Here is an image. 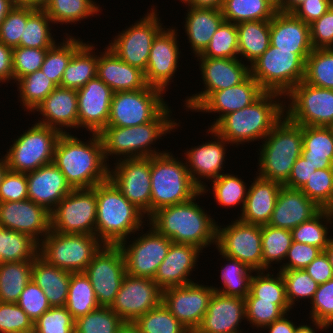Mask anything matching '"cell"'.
I'll use <instances>...</instances> for the list:
<instances>
[{"label": "cell", "mask_w": 333, "mask_h": 333, "mask_svg": "<svg viewBox=\"0 0 333 333\" xmlns=\"http://www.w3.org/2000/svg\"><path fill=\"white\" fill-rule=\"evenodd\" d=\"M17 304L33 322L51 308L44 291L32 279L25 286Z\"/></svg>", "instance_id": "65"}, {"label": "cell", "mask_w": 333, "mask_h": 333, "mask_svg": "<svg viewBox=\"0 0 333 333\" xmlns=\"http://www.w3.org/2000/svg\"><path fill=\"white\" fill-rule=\"evenodd\" d=\"M316 331L318 330H315L311 326L304 324L297 326L295 333H316Z\"/></svg>", "instance_id": "80"}, {"label": "cell", "mask_w": 333, "mask_h": 333, "mask_svg": "<svg viewBox=\"0 0 333 333\" xmlns=\"http://www.w3.org/2000/svg\"><path fill=\"white\" fill-rule=\"evenodd\" d=\"M162 289L153 279L124 276L120 290L110 308L124 321L135 322L162 303Z\"/></svg>", "instance_id": "20"}, {"label": "cell", "mask_w": 333, "mask_h": 333, "mask_svg": "<svg viewBox=\"0 0 333 333\" xmlns=\"http://www.w3.org/2000/svg\"><path fill=\"white\" fill-rule=\"evenodd\" d=\"M43 10L52 20V24H73L97 15L101 9L93 0H49Z\"/></svg>", "instance_id": "44"}, {"label": "cell", "mask_w": 333, "mask_h": 333, "mask_svg": "<svg viewBox=\"0 0 333 333\" xmlns=\"http://www.w3.org/2000/svg\"><path fill=\"white\" fill-rule=\"evenodd\" d=\"M60 45L56 43L47 50L44 63L41 65V70L50 80L57 86L61 85L63 73L68 66L74 52L83 44L80 39L73 36H68Z\"/></svg>", "instance_id": "49"}, {"label": "cell", "mask_w": 333, "mask_h": 333, "mask_svg": "<svg viewBox=\"0 0 333 333\" xmlns=\"http://www.w3.org/2000/svg\"><path fill=\"white\" fill-rule=\"evenodd\" d=\"M127 245V239L118 246L122 249L126 273L135 277L153 279L158 266L168 254L172 241L159 234L153 227Z\"/></svg>", "instance_id": "18"}, {"label": "cell", "mask_w": 333, "mask_h": 333, "mask_svg": "<svg viewBox=\"0 0 333 333\" xmlns=\"http://www.w3.org/2000/svg\"><path fill=\"white\" fill-rule=\"evenodd\" d=\"M156 13L157 10L152 8L145 17L140 18V21L121 31L107 46L125 63L143 72L146 70L152 42L163 29L159 22V14Z\"/></svg>", "instance_id": "15"}, {"label": "cell", "mask_w": 333, "mask_h": 333, "mask_svg": "<svg viewBox=\"0 0 333 333\" xmlns=\"http://www.w3.org/2000/svg\"><path fill=\"white\" fill-rule=\"evenodd\" d=\"M262 142L258 176L283 185L302 154L303 126L283 116Z\"/></svg>", "instance_id": "6"}, {"label": "cell", "mask_w": 333, "mask_h": 333, "mask_svg": "<svg viewBox=\"0 0 333 333\" xmlns=\"http://www.w3.org/2000/svg\"><path fill=\"white\" fill-rule=\"evenodd\" d=\"M302 156L316 169L333 168V134L329 127L303 126Z\"/></svg>", "instance_id": "37"}, {"label": "cell", "mask_w": 333, "mask_h": 333, "mask_svg": "<svg viewBox=\"0 0 333 333\" xmlns=\"http://www.w3.org/2000/svg\"><path fill=\"white\" fill-rule=\"evenodd\" d=\"M36 8L15 5L0 24V42L9 47H19L27 19Z\"/></svg>", "instance_id": "59"}, {"label": "cell", "mask_w": 333, "mask_h": 333, "mask_svg": "<svg viewBox=\"0 0 333 333\" xmlns=\"http://www.w3.org/2000/svg\"><path fill=\"white\" fill-rule=\"evenodd\" d=\"M246 320L254 327L264 328L286 314L274 301H260L258 298H244Z\"/></svg>", "instance_id": "64"}, {"label": "cell", "mask_w": 333, "mask_h": 333, "mask_svg": "<svg viewBox=\"0 0 333 333\" xmlns=\"http://www.w3.org/2000/svg\"><path fill=\"white\" fill-rule=\"evenodd\" d=\"M332 219L333 210L321 209L310 220L291 230L293 241L315 246L323 251L333 239L327 236L329 229L327 225L332 224Z\"/></svg>", "instance_id": "47"}, {"label": "cell", "mask_w": 333, "mask_h": 333, "mask_svg": "<svg viewBox=\"0 0 333 333\" xmlns=\"http://www.w3.org/2000/svg\"><path fill=\"white\" fill-rule=\"evenodd\" d=\"M177 160L168 151L151 157V215L160 208L190 201L201 191L186 163Z\"/></svg>", "instance_id": "7"}, {"label": "cell", "mask_w": 333, "mask_h": 333, "mask_svg": "<svg viewBox=\"0 0 333 333\" xmlns=\"http://www.w3.org/2000/svg\"><path fill=\"white\" fill-rule=\"evenodd\" d=\"M249 186L240 219L245 223L267 225L275 208L282 184L259 177Z\"/></svg>", "instance_id": "34"}, {"label": "cell", "mask_w": 333, "mask_h": 333, "mask_svg": "<svg viewBox=\"0 0 333 333\" xmlns=\"http://www.w3.org/2000/svg\"><path fill=\"white\" fill-rule=\"evenodd\" d=\"M49 0H14L15 5L43 9Z\"/></svg>", "instance_id": "76"}, {"label": "cell", "mask_w": 333, "mask_h": 333, "mask_svg": "<svg viewBox=\"0 0 333 333\" xmlns=\"http://www.w3.org/2000/svg\"><path fill=\"white\" fill-rule=\"evenodd\" d=\"M325 255L328 257L329 263L333 268V239L329 242L327 247L323 250Z\"/></svg>", "instance_id": "79"}, {"label": "cell", "mask_w": 333, "mask_h": 333, "mask_svg": "<svg viewBox=\"0 0 333 333\" xmlns=\"http://www.w3.org/2000/svg\"><path fill=\"white\" fill-rule=\"evenodd\" d=\"M113 94L98 77L77 90L78 128L99 134L107 126Z\"/></svg>", "instance_id": "24"}, {"label": "cell", "mask_w": 333, "mask_h": 333, "mask_svg": "<svg viewBox=\"0 0 333 333\" xmlns=\"http://www.w3.org/2000/svg\"><path fill=\"white\" fill-rule=\"evenodd\" d=\"M28 199L52 212L73 189L64 174L52 162L26 173Z\"/></svg>", "instance_id": "27"}, {"label": "cell", "mask_w": 333, "mask_h": 333, "mask_svg": "<svg viewBox=\"0 0 333 333\" xmlns=\"http://www.w3.org/2000/svg\"><path fill=\"white\" fill-rule=\"evenodd\" d=\"M52 20L43 9H37L28 19L21 36L20 46L51 48L56 42L50 33Z\"/></svg>", "instance_id": "53"}, {"label": "cell", "mask_w": 333, "mask_h": 333, "mask_svg": "<svg viewBox=\"0 0 333 333\" xmlns=\"http://www.w3.org/2000/svg\"><path fill=\"white\" fill-rule=\"evenodd\" d=\"M116 333H142L135 322H124Z\"/></svg>", "instance_id": "78"}, {"label": "cell", "mask_w": 333, "mask_h": 333, "mask_svg": "<svg viewBox=\"0 0 333 333\" xmlns=\"http://www.w3.org/2000/svg\"><path fill=\"white\" fill-rule=\"evenodd\" d=\"M332 6V0H306L292 14L310 25Z\"/></svg>", "instance_id": "69"}, {"label": "cell", "mask_w": 333, "mask_h": 333, "mask_svg": "<svg viewBox=\"0 0 333 333\" xmlns=\"http://www.w3.org/2000/svg\"><path fill=\"white\" fill-rule=\"evenodd\" d=\"M172 111L167 106L153 121L132 126V127H117L106 126L99 136L102 140L104 157L107 161L108 156L117 155L119 160L126 158L152 157L165 153V151L152 150L151 144L156 140L170 133L172 130L179 127V123L171 119ZM123 156V158H122Z\"/></svg>", "instance_id": "5"}, {"label": "cell", "mask_w": 333, "mask_h": 333, "mask_svg": "<svg viewBox=\"0 0 333 333\" xmlns=\"http://www.w3.org/2000/svg\"><path fill=\"white\" fill-rule=\"evenodd\" d=\"M39 244V255L49 264L71 273L84 272L104 244L88 234L49 231Z\"/></svg>", "instance_id": "9"}, {"label": "cell", "mask_w": 333, "mask_h": 333, "mask_svg": "<svg viewBox=\"0 0 333 333\" xmlns=\"http://www.w3.org/2000/svg\"><path fill=\"white\" fill-rule=\"evenodd\" d=\"M304 82L333 90V48L313 49L306 59Z\"/></svg>", "instance_id": "50"}, {"label": "cell", "mask_w": 333, "mask_h": 333, "mask_svg": "<svg viewBox=\"0 0 333 333\" xmlns=\"http://www.w3.org/2000/svg\"><path fill=\"white\" fill-rule=\"evenodd\" d=\"M282 274L286 297L290 307L299 299L312 301L318 288V283L304 269L279 271Z\"/></svg>", "instance_id": "60"}, {"label": "cell", "mask_w": 333, "mask_h": 333, "mask_svg": "<svg viewBox=\"0 0 333 333\" xmlns=\"http://www.w3.org/2000/svg\"><path fill=\"white\" fill-rule=\"evenodd\" d=\"M31 278L42 288L51 307H65L71 272L49 264L38 255L32 262Z\"/></svg>", "instance_id": "36"}, {"label": "cell", "mask_w": 333, "mask_h": 333, "mask_svg": "<svg viewBox=\"0 0 333 333\" xmlns=\"http://www.w3.org/2000/svg\"><path fill=\"white\" fill-rule=\"evenodd\" d=\"M304 270L318 284L325 283L333 278V268L324 252L316 257Z\"/></svg>", "instance_id": "71"}, {"label": "cell", "mask_w": 333, "mask_h": 333, "mask_svg": "<svg viewBox=\"0 0 333 333\" xmlns=\"http://www.w3.org/2000/svg\"><path fill=\"white\" fill-rule=\"evenodd\" d=\"M135 324L142 333H188L176 317L161 303L147 313L140 316Z\"/></svg>", "instance_id": "55"}, {"label": "cell", "mask_w": 333, "mask_h": 333, "mask_svg": "<svg viewBox=\"0 0 333 333\" xmlns=\"http://www.w3.org/2000/svg\"><path fill=\"white\" fill-rule=\"evenodd\" d=\"M12 47L0 42V83L13 80Z\"/></svg>", "instance_id": "72"}, {"label": "cell", "mask_w": 333, "mask_h": 333, "mask_svg": "<svg viewBox=\"0 0 333 333\" xmlns=\"http://www.w3.org/2000/svg\"><path fill=\"white\" fill-rule=\"evenodd\" d=\"M208 131V134L211 133L216 141L205 142V144L195 146L185 153L187 159H185V163L190 177L203 194L208 190L206 189V183L201 180L205 178L206 180H214L222 175L220 171L223 170V164L225 163L226 143L229 144L212 128H208Z\"/></svg>", "instance_id": "25"}, {"label": "cell", "mask_w": 333, "mask_h": 333, "mask_svg": "<svg viewBox=\"0 0 333 333\" xmlns=\"http://www.w3.org/2000/svg\"><path fill=\"white\" fill-rule=\"evenodd\" d=\"M282 96L264 92L251 105L225 115L212 129L231 145L263 140L285 116L287 106L281 102Z\"/></svg>", "instance_id": "3"}, {"label": "cell", "mask_w": 333, "mask_h": 333, "mask_svg": "<svg viewBox=\"0 0 333 333\" xmlns=\"http://www.w3.org/2000/svg\"><path fill=\"white\" fill-rule=\"evenodd\" d=\"M94 46L83 43L72 55L61 80V87L79 90L89 80L97 77L98 55ZM94 53V54H93Z\"/></svg>", "instance_id": "38"}, {"label": "cell", "mask_w": 333, "mask_h": 333, "mask_svg": "<svg viewBox=\"0 0 333 333\" xmlns=\"http://www.w3.org/2000/svg\"><path fill=\"white\" fill-rule=\"evenodd\" d=\"M270 45L297 53L305 62L313 50L310 25L293 14L277 12L270 20Z\"/></svg>", "instance_id": "30"}, {"label": "cell", "mask_w": 333, "mask_h": 333, "mask_svg": "<svg viewBox=\"0 0 333 333\" xmlns=\"http://www.w3.org/2000/svg\"><path fill=\"white\" fill-rule=\"evenodd\" d=\"M225 21H270L278 12L270 0H225L222 6Z\"/></svg>", "instance_id": "40"}, {"label": "cell", "mask_w": 333, "mask_h": 333, "mask_svg": "<svg viewBox=\"0 0 333 333\" xmlns=\"http://www.w3.org/2000/svg\"><path fill=\"white\" fill-rule=\"evenodd\" d=\"M310 41L313 49L333 48V5L310 24Z\"/></svg>", "instance_id": "67"}, {"label": "cell", "mask_w": 333, "mask_h": 333, "mask_svg": "<svg viewBox=\"0 0 333 333\" xmlns=\"http://www.w3.org/2000/svg\"><path fill=\"white\" fill-rule=\"evenodd\" d=\"M289 98L285 116L301 126L329 127L333 123V90L310 85L304 81L284 97Z\"/></svg>", "instance_id": "13"}, {"label": "cell", "mask_w": 333, "mask_h": 333, "mask_svg": "<svg viewBox=\"0 0 333 333\" xmlns=\"http://www.w3.org/2000/svg\"><path fill=\"white\" fill-rule=\"evenodd\" d=\"M264 92L260 84L249 75L238 85L213 92L195 111L217 112L219 118L209 127L213 128L225 115L251 105Z\"/></svg>", "instance_id": "29"}, {"label": "cell", "mask_w": 333, "mask_h": 333, "mask_svg": "<svg viewBox=\"0 0 333 333\" xmlns=\"http://www.w3.org/2000/svg\"><path fill=\"white\" fill-rule=\"evenodd\" d=\"M34 111L44 117L38 124L69 133L64 128H78L77 90L57 86Z\"/></svg>", "instance_id": "31"}, {"label": "cell", "mask_w": 333, "mask_h": 333, "mask_svg": "<svg viewBox=\"0 0 333 333\" xmlns=\"http://www.w3.org/2000/svg\"><path fill=\"white\" fill-rule=\"evenodd\" d=\"M114 169H109V179L122 195L146 218L151 216V157L118 160Z\"/></svg>", "instance_id": "17"}, {"label": "cell", "mask_w": 333, "mask_h": 333, "mask_svg": "<svg viewBox=\"0 0 333 333\" xmlns=\"http://www.w3.org/2000/svg\"><path fill=\"white\" fill-rule=\"evenodd\" d=\"M31 277L32 262H2L0 264V301L17 303Z\"/></svg>", "instance_id": "41"}, {"label": "cell", "mask_w": 333, "mask_h": 333, "mask_svg": "<svg viewBox=\"0 0 333 333\" xmlns=\"http://www.w3.org/2000/svg\"><path fill=\"white\" fill-rule=\"evenodd\" d=\"M124 321L110 308H99L75 319L74 333H116Z\"/></svg>", "instance_id": "54"}, {"label": "cell", "mask_w": 333, "mask_h": 333, "mask_svg": "<svg viewBox=\"0 0 333 333\" xmlns=\"http://www.w3.org/2000/svg\"><path fill=\"white\" fill-rule=\"evenodd\" d=\"M262 271H266L272 262H282L293 242L289 229L262 225ZM270 266V267H269Z\"/></svg>", "instance_id": "48"}, {"label": "cell", "mask_w": 333, "mask_h": 333, "mask_svg": "<svg viewBox=\"0 0 333 333\" xmlns=\"http://www.w3.org/2000/svg\"><path fill=\"white\" fill-rule=\"evenodd\" d=\"M94 289L84 272L71 273L65 308L74 319L99 308Z\"/></svg>", "instance_id": "43"}, {"label": "cell", "mask_w": 333, "mask_h": 333, "mask_svg": "<svg viewBox=\"0 0 333 333\" xmlns=\"http://www.w3.org/2000/svg\"><path fill=\"white\" fill-rule=\"evenodd\" d=\"M316 170L302 155L296 160L291 174L283 186L292 189H302Z\"/></svg>", "instance_id": "70"}, {"label": "cell", "mask_w": 333, "mask_h": 333, "mask_svg": "<svg viewBox=\"0 0 333 333\" xmlns=\"http://www.w3.org/2000/svg\"><path fill=\"white\" fill-rule=\"evenodd\" d=\"M33 321L17 303L0 301V333H32Z\"/></svg>", "instance_id": "63"}, {"label": "cell", "mask_w": 333, "mask_h": 333, "mask_svg": "<svg viewBox=\"0 0 333 333\" xmlns=\"http://www.w3.org/2000/svg\"><path fill=\"white\" fill-rule=\"evenodd\" d=\"M98 55L97 77L113 92L144 89L148 86L145 74L137 67L120 59L110 48Z\"/></svg>", "instance_id": "33"}, {"label": "cell", "mask_w": 333, "mask_h": 333, "mask_svg": "<svg viewBox=\"0 0 333 333\" xmlns=\"http://www.w3.org/2000/svg\"><path fill=\"white\" fill-rule=\"evenodd\" d=\"M200 195L201 191L190 201L158 209L147 219L148 225L173 243L191 244L201 250L211 243L216 245L217 223L195 202Z\"/></svg>", "instance_id": "2"}, {"label": "cell", "mask_w": 333, "mask_h": 333, "mask_svg": "<svg viewBox=\"0 0 333 333\" xmlns=\"http://www.w3.org/2000/svg\"><path fill=\"white\" fill-rule=\"evenodd\" d=\"M0 227L27 234L40 244L51 230V214L30 199L1 202Z\"/></svg>", "instance_id": "23"}, {"label": "cell", "mask_w": 333, "mask_h": 333, "mask_svg": "<svg viewBox=\"0 0 333 333\" xmlns=\"http://www.w3.org/2000/svg\"><path fill=\"white\" fill-rule=\"evenodd\" d=\"M306 62L291 51L278 50L269 45L267 50L250 65V75L265 92L284 96L304 80Z\"/></svg>", "instance_id": "8"}, {"label": "cell", "mask_w": 333, "mask_h": 333, "mask_svg": "<svg viewBox=\"0 0 333 333\" xmlns=\"http://www.w3.org/2000/svg\"><path fill=\"white\" fill-rule=\"evenodd\" d=\"M225 0H187L188 7L222 9Z\"/></svg>", "instance_id": "74"}, {"label": "cell", "mask_w": 333, "mask_h": 333, "mask_svg": "<svg viewBox=\"0 0 333 333\" xmlns=\"http://www.w3.org/2000/svg\"><path fill=\"white\" fill-rule=\"evenodd\" d=\"M164 92L147 86L144 89L115 92L107 126L132 127L153 121L166 107Z\"/></svg>", "instance_id": "11"}, {"label": "cell", "mask_w": 333, "mask_h": 333, "mask_svg": "<svg viewBox=\"0 0 333 333\" xmlns=\"http://www.w3.org/2000/svg\"><path fill=\"white\" fill-rule=\"evenodd\" d=\"M322 252L318 247L293 241L285 258L289 260L280 271L305 269Z\"/></svg>", "instance_id": "68"}, {"label": "cell", "mask_w": 333, "mask_h": 333, "mask_svg": "<svg viewBox=\"0 0 333 333\" xmlns=\"http://www.w3.org/2000/svg\"><path fill=\"white\" fill-rule=\"evenodd\" d=\"M238 54V30L236 24L223 21L215 31L206 49L195 57L210 58H239Z\"/></svg>", "instance_id": "52"}, {"label": "cell", "mask_w": 333, "mask_h": 333, "mask_svg": "<svg viewBox=\"0 0 333 333\" xmlns=\"http://www.w3.org/2000/svg\"><path fill=\"white\" fill-rule=\"evenodd\" d=\"M15 6L14 0H0V24L8 12Z\"/></svg>", "instance_id": "77"}, {"label": "cell", "mask_w": 333, "mask_h": 333, "mask_svg": "<svg viewBox=\"0 0 333 333\" xmlns=\"http://www.w3.org/2000/svg\"><path fill=\"white\" fill-rule=\"evenodd\" d=\"M221 228L217 224L216 248L223 255L245 263L255 271H262L261 226L237 219Z\"/></svg>", "instance_id": "16"}, {"label": "cell", "mask_w": 333, "mask_h": 333, "mask_svg": "<svg viewBox=\"0 0 333 333\" xmlns=\"http://www.w3.org/2000/svg\"><path fill=\"white\" fill-rule=\"evenodd\" d=\"M246 319L245 299L214 291L207 312L197 330L201 333H242L239 323Z\"/></svg>", "instance_id": "26"}, {"label": "cell", "mask_w": 333, "mask_h": 333, "mask_svg": "<svg viewBox=\"0 0 333 333\" xmlns=\"http://www.w3.org/2000/svg\"><path fill=\"white\" fill-rule=\"evenodd\" d=\"M39 243L31 236L0 227V262H33Z\"/></svg>", "instance_id": "42"}, {"label": "cell", "mask_w": 333, "mask_h": 333, "mask_svg": "<svg viewBox=\"0 0 333 333\" xmlns=\"http://www.w3.org/2000/svg\"><path fill=\"white\" fill-rule=\"evenodd\" d=\"M97 215L95 236L104 245H119L143 229L145 214L130 203L110 180L95 186ZM142 227V228H141Z\"/></svg>", "instance_id": "4"}, {"label": "cell", "mask_w": 333, "mask_h": 333, "mask_svg": "<svg viewBox=\"0 0 333 333\" xmlns=\"http://www.w3.org/2000/svg\"><path fill=\"white\" fill-rule=\"evenodd\" d=\"M200 252L197 246L172 242L168 254L158 266L154 282L162 290L193 283L188 276L195 268Z\"/></svg>", "instance_id": "28"}, {"label": "cell", "mask_w": 333, "mask_h": 333, "mask_svg": "<svg viewBox=\"0 0 333 333\" xmlns=\"http://www.w3.org/2000/svg\"><path fill=\"white\" fill-rule=\"evenodd\" d=\"M51 214V230L64 234L95 235L97 198L95 186L73 189Z\"/></svg>", "instance_id": "12"}, {"label": "cell", "mask_w": 333, "mask_h": 333, "mask_svg": "<svg viewBox=\"0 0 333 333\" xmlns=\"http://www.w3.org/2000/svg\"><path fill=\"white\" fill-rule=\"evenodd\" d=\"M310 319L312 324L320 330L328 329L333 325V278L319 284L315 295L310 302Z\"/></svg>", "instance_id": "58"}, {"label": "cell", "mask_w": 333, "mask_h": 333, "mask_svg": "<svg viewBox=\"0 0 333 333\" xmlns=\"http://www.w3.org/2000/svg\"><path fill=\"white\" fill-rule=\"evenodd\" d=\"M213 293V286L193 282L163 290L162 303L190 331L200 326Z\"/></svg>", "instance_id": "21"}, {"label": "cell", "mask_w": 333, "mask_h": 333, "mask_svg": "<svg viewBox=\"0 0 333 333\" xmlns=\"http://www.w3.org/2000/svg\"><path fill=\"white\" fill-rule=\"evenodd\" d=\"M301 191L320 209L333 210V168L316 169Z\"/></svg>", "instance_id": "56"}, {"label": "cell", "mask_w": 333, "mask_h": 333, "mask_svg": "<svg viewBox=\"0 0 333 333\" xmlns=\"http://www.w3.org/2000/svg\"><path fill=\"white\" fill-rule=\"evenodd\" d=\"M204 91L185 99V106L195 111L213 92L242 83L250 75V65L240 59L197 57Z\"/></svg>", "instance_id": "19"}, {"label": "cell", "mask_w": 333, "mask_h": 333, "mask_svg": "<svg viewBox=\"0 0 333 333\" xmlns=\"http://www.w3.org/2000/svg\"><path fill=\"white\" fill-rule=\"evenodd\" d=\"M185 17V32L191 49L197 56L208 46L215 31L224 21L221 9L188 7Z\"/></svg>", "instance_id": "35"}, {"label": "cell", "mask_w": 333, "mask_h": 333, "mask_svg": "<svg viewBox=\"0 0 333 333\" xmlns=\"http://www.w3.org/2000/svg\"><path fill=\"white\" fill-rule=\"evenodd\" d=\"M256 271L252 276L250 292L245 298H258L260 301H274L285 313L290 312L291 307L286 297L285 284L281 272L277 276L270 272ZM270 273V274H269Z\"/></svg>", "instance_id": "46"}, {"label": "cell", "mask_w": 333, "mask_h": 333, "mask_svg": "<svg viewBox=\"0 0 333 333\" xmlns=\"http://www.w3.org/2000/svg\"><path fill=\"white\" fill-rule=\"evenodd\" d=\"M16 83H18L20 93L18 97L21 99L22 106L31 112H34L36 107L57 87L41 69L20 78Z\"/></svg>", "instance_id": "51"}, {"label": "cell", "mask_w": 333, "mask_h": 333, "mask_svg": "<svg viewBox=\"0 0 333 333\" xmlns=\"http://www.w3.org/2000/svg\"><path fill=\"white\" fill-rule=\"evenodd\" d=\"M61 133L38 123L14 139L4 156L8 170L28 173L54 160V149Z\"/></svg>", "instance_id": "10"}, {"label": "cell", "mask_w": 333, "mask_h": 333, "mask_svg": "<svg viewBox=\"0 0 333 333\" xmlns=\"http://www.w3.org/2000/svg\"><path fill=\"white\" fill-rule=\"evenodd\" d=\"M213 184V194L216 202L221 206L232 207L242 202V210L247 197L248 189L246 183L242 181L237 175L222 174L214 180H211Z\"/></svg>", "instance_id": "57"}, {"label": "cell", "mask_w": 333, "mask_h": 333, "mask_svg": "<svg viewBox=\"0 0 333 333\" xmlns=\"http://www.w3.org/2000/svg\"><path fill=\"white\" fill-rule=\"evenodd\" d=\"M49 48L14 47L12 50L13 80L41 69Z\"/></svg>", "instance_id": "62"}, {"label": "cell", "mask_w": 333, "mask_h": 333, "mask_svg": "<svg viewBox=\"0 0 333 333\" xmlns=\"http://www.w3.org/2000/svg\"><path fill=\"white\" fill-rule=\"evenodd\" d=\"M166 29L164 27L154 38L144 72L147 84L164 93L177 71L180 59L178 32L171 27Z\"/></svg>", "instance_id": "22"}, {"label": "cell", "mask_w": 333, "mask_h": 333, "mask_svg": "<svg viewBox=\"0 0 333 333\" xmlns=\"http://www.w3.org/2000/svg\"><path fill=\"white\" fill-rule=\"evenodd\" d=\"M288 314H284L280 319L275 320L273 323L265 326L263 329H268L269 333H295L296 324L286 317Z\"/></svg>", "instance_id": "73"}, {"label": "cell", "mask_w": 333, "mask_h": 333, "mask_svg": "<svg viewBox=\"0 0 333 333\" xmlns=\"http://www.w3.org/2000/svg\"><path fill=\"white\" fill-rule=\"evenodd\" d=\"M306 0H282L276 7L281 13L292 14Z\"/></svg>", "instance_id": "75"}, {"label": "cell", "mask_w": 333, "mask_h": 333, "mask_svg": "<svg viewBox=\"0 0 333 333\" xmlns=\"http://www.w3.org/2000/svg\"><path fill=\"white\" fill-rule=\"evenodd\" d=\"M28 199L26 173L7 170L0 184V203Z\"/></svg>", "instance_id": "66"}, {"label": "cell", "mask_w": 333, "mask_h": 333, "mask_svg": "<svg viewBox=\"0 0 333 333\" xmlns=\"http://www.w3.org/2000/svg\"><path fill=\"white\" fill-rule=\"evenodd\" d=\"M220 255L229 261L223 268H221V281L222 290L213 287L214 291L225 296H237L245 298L250 292L251 275L255 270L248 267L245 263L238 261L237 259L230 258L223 255L219 251Z\"/></svg>", "instance_id": "45"}, {"label": "cell", "mask_w": 333, "mask_h": 333, "mask_svg": "<svg viewBox=\"0 0 333 333\" xmlns=\"http://www.w3.org/2000/svg\"><path fill=\"white\" fill-rule=\"evenodd\" d=\"M90 136L92 139L84 142L64 133L56 142L53 163L72 189L93 188L109 179L110 165L104 157L102 140L98 133Z\"/></svg>", "instance_id": "1"}, {"label": "cell", "mask_w": 333, "mask_h": 333, "mask_svg": "<svg viewBox=\"0 0 333 333\" xmlns=\"http://www.w3.org/2000/svg\"><path fill=\"white\" fill-rule=\"evenodd\" d=\"M84 273L92 284L98 304L110 307L126 274L122 249L118 245H104Z\"/></svg>", "instance_id": "14"}, {"label": "cell", "mask_w": 333, "mask_h": 333, "mask_svg": "<svg viewBox=\"0 0 333 333\" xmlns=\"http://www.w3.org/2000/svg\"><path fill=\"white\" fill-rule=\"evenodd\" d=\"M75 319L65 307H51L33 322L34 333H74Z\"/></svg>", "instance_id": "61"}, {"label": "cell", "mask_w": 333, "mask_h": 333, "mask_svg": "<svg viewBox=\"0 0 333 333\" xmlns=\"http://www.w3.org/2000/svg\"><path fill=\"white\" fill-rule=\"evenodd\" d=\"M320 210L300 189L282 185L268 225L292 230L310 220Z\"/></svg>", "instance_id": "32"}, {"label": "cell", "mask_w": 333, "mask_h": 333, "mask_svg": "<svg viewBox=\"0 0 333 333\" xmlns=\"http://www.w3.org/2000/svg\"><path fill=\"white\" fill-rule=\"evenodd\" d=\"M236 27L238 54L251 65L270 45V21H245L236 24Z\"/></svg>", "instance_id": "39"}]
</instances>
